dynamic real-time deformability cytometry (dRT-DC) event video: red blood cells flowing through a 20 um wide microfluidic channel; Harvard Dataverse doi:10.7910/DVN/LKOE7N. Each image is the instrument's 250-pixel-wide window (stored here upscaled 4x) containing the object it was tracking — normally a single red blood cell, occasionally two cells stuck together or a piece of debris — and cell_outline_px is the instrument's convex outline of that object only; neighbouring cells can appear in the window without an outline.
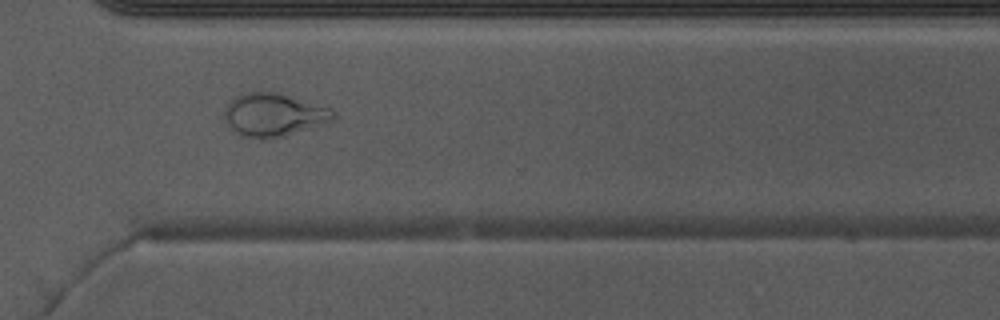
{"species": "Egyptian fruit bat (a non-hibernating species)", "species_latin": "Rousettus aegyptiacus", "temperature_condition": "warm", "stored_images_in_passage": 51, "camera_frame_rate_fps": 3000, "um_per_image_px": 0.085, "animal": {"sex": "male"}, "frame": {"image": 1, "passage_image": 37, "time_ms": 12.0, "image_size_px": [1000, 320], "cell_outline_px": [[336, 120], [284, 136], [268, 140], [260, 140], [244, 136], [236, 132], [224, 120], [224, 108], [240, 92], [272, 92], [288, 96], [332, 108], [336, 116]], "centroid_in_image_um": [23.26, 9.78], "position_along_channel_um": 347.3, "area_um2": 27.4}}
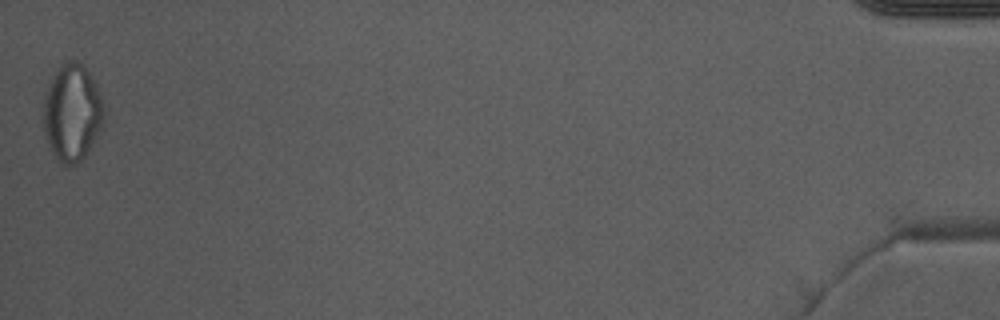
{"frame": {"image": 2, "passage_image": 51, "time_ms": 16.667, "image_size_px": [1000, 320], "cell_outline_px": [[100, 128], [96, 136], [84, 156], [76, 164], [68, 168], [64, 168], [60, 164], [52, 152], [48, 144], [44, 132], [44, 96], [48, 84], [52, 76], [60, 64], [68, 60], [76, 60], [88, 72], [96, 84], [100, 92]], "centroid_in_image_um": [6.06, 9.59], "position_along_channel_um": 429.1, "area_um2": 33.58}}